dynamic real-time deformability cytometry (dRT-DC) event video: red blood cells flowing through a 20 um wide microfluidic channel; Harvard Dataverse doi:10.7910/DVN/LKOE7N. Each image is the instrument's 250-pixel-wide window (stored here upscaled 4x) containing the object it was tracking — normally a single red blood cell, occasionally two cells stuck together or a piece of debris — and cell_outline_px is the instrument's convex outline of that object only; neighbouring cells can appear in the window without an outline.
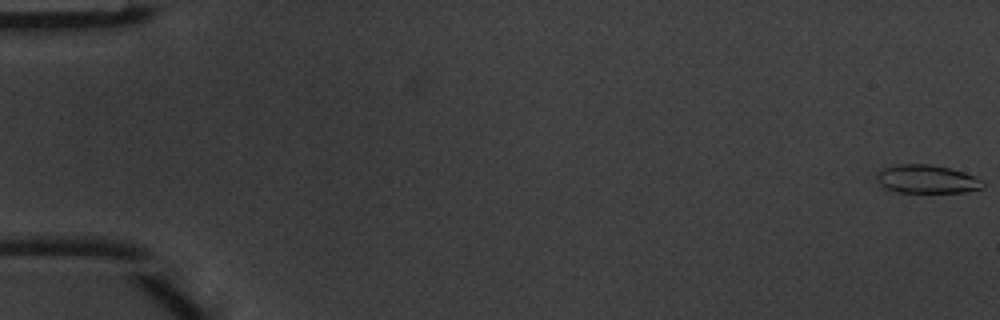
{"species": "common noctule bat (a hibernating species)", "species_latin": "Nyctalus noctula", "temperature_condition": "warm", "stored_images_in_passage": 6, "camera_frame_rate_fps": 3000, "um_per_image_px": 0.085, "animal": {"sex": "male", "body_mass_g": 20.1, "forearm_length_mm": 53.5}, "frame": {"image": 1, "passage_image": 1, "time_ms": 0.0, "image_size_px": [1000, 320], "cell_outline_px": [[984, 188], [964, 192], [896, 192], [884, 188], [876, 180], [876, 176], [884, 168], [896, 164], [932, 164], [952, 168], [976, 176], [984, 180]], "centroid_in_image_um": [78.82, 15.22], "position_along_channel_um": 6.2, "area_um2": 17.8}}
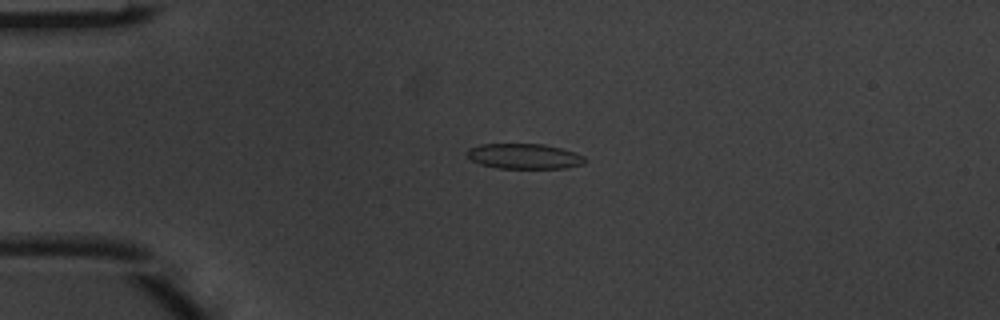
{"frame": {"image": 2, "passage_image": 4, "time_ms": 1.0, "image_size_px": [1000, 320], "cell_outline_px": [[588, 160], [584, 164], [568, 168], [496, 168], [480, 164], [472, 160], [468, 156], [468, 148], [480, 144], [544, 144], [576, 152], [584, 156]], "centroid_in_image_um": [44.61, 13.28], "position_along_channel_um": 40.4, "area_um2": 17.46}}